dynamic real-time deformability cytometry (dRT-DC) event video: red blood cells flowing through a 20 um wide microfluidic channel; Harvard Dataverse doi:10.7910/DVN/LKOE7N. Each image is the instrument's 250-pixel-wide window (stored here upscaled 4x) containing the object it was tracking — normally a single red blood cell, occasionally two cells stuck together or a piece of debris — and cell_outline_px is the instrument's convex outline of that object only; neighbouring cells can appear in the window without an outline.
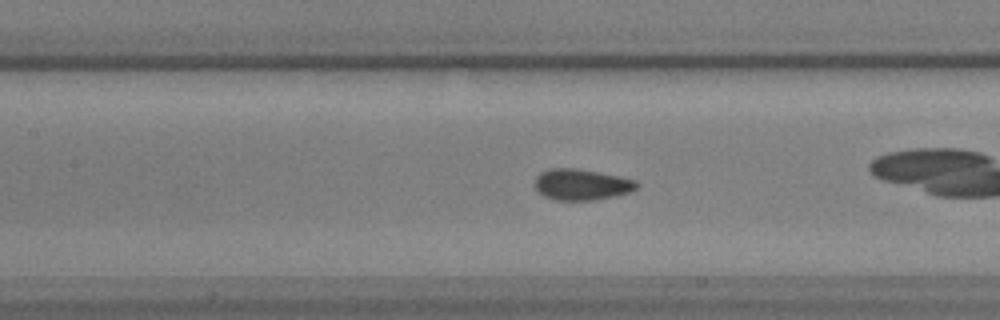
{"species": "common noctule bat (a hibernating species)", "species_latin": "Nyctalus noctula", "temperature_condition": "warm", "stored_images_in_passage": 58, "camera_frame_rate_fps": 3000, "um_per_image_px": 0.085, "animal": {"sex": "male", "body_mass_g": 17.9, "forearm_length_mm": 54.2}, "frame": {"image": 1, "passage_image": 25, "time_ms": 8.0, "image_size_px": [1000, 320], "cell_outline_px": [[640, 184], [632, 192], [592, 200], [556, 200], [544, 196], [536, 188], [536, 176], [540, 172], [552, 168], [576, 168], [620, 176], [636, 180]], "centroid_in_image_um": [49.46, 15.68], "position_along_channel_um": 157.9, "area_um2": 18.38}}